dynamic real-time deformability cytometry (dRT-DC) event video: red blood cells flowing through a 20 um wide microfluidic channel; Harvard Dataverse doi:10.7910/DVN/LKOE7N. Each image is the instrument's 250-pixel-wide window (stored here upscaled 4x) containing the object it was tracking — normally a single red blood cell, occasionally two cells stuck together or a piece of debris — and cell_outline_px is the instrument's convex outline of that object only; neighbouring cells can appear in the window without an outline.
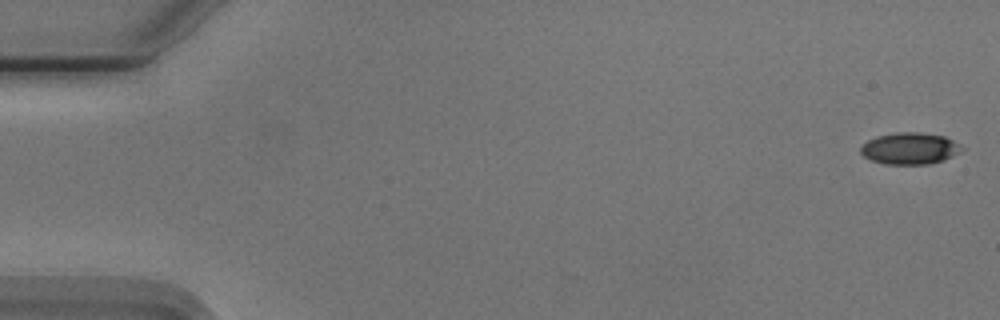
{"species": "Egyptian fruit bat (a non-hibernating species)", "species_latin": "Rousettus aegyptiacus", "temperature_condition": "cold", "stored_images_in_passage": 49, "camera_frame_rate_fps": 3000, "um_per_image_px": 0.085, "animal": {"sex": "male"}, "frame": {"image": 1, "passage_image": 1, "time_ms": 0.0, "image_size_px": [1000, 320], "cell_outline_px": [[964, 148], [952, 156], [944, 160], [928, 164], [884, 164], [872, 160], [864, 156], [860, 152], [860, 148], [868, 140], [876, 136], [896, 132], [920, 132], [944, 136], [952, 140]], "centroid_in_image_um": [77.32, 12.61], "position_along_channel_um": 7.7, "area_um2": 18.55}}
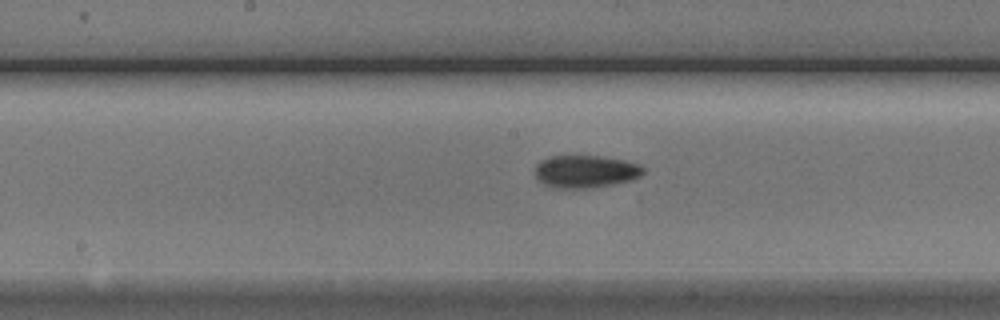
{"frame": {"image": 2, "passage_image": 28, "time_ms": 9.0, "image_size_px": [1000, 320], "cell_outline_px": [[644, 172], [640, 176], [628, 180], [612, 184], [592, 188], [552, 188], [544, 184], [536, 176], [536, 164], [540, 160], [548, 156], [604, 156], [624, 160], [636, 164], [644, 168]], "centroid_in_image_um": [49.73, 14.57], "position_along_channel_um": 198.5, "area_um2": 20.46}}
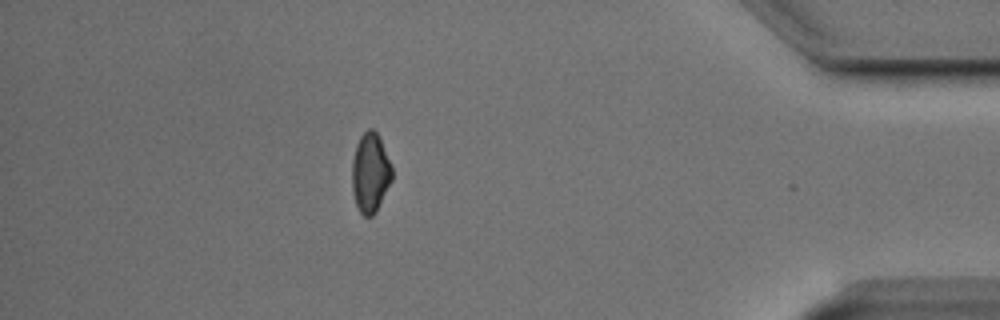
{"frame": {"image": 3, "passage_image": 48, "time_ms": 15.667, "image_size_px": [1000, 320], "cell_outline_px": [[392, 180], [376, 212], [372, 216], [364, 216], [360, 212], [356, 204], [352, 192], [352, 160], [356, 144], [360, 136], [368, 128], [372, 128], [380, 136], [392, 168]], "centroid_in_image_um": [31.47, 14.67], "position_along_channel_um": 403.7, "area_um2": 18.67}, "authors_computed_cell_mechanics": {"area_um2": 19.3052, "velocity_mm_per_s": 3.7527, "shape_relaxation_time_tau1_ms": 2.9127, "shape_relaxation_time_tau2_ms": null, "deformation_change_tau1": 0.0929, "deformation_change_tau2": null}}